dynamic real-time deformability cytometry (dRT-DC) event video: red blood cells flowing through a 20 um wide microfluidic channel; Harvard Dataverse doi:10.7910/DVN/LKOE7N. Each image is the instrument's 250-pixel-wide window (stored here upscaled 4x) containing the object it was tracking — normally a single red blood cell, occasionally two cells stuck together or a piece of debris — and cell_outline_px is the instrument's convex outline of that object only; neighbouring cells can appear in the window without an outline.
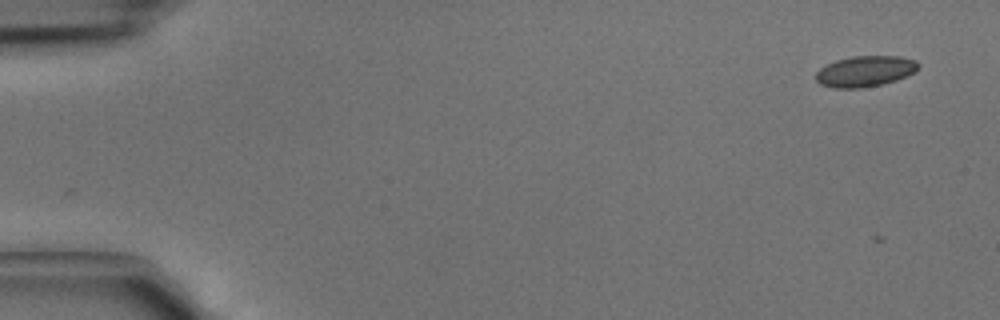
{"species": "common noctule bat (a hibernating species)", "species_latin": "Nyctalus noctula", "temperature_condition": "cold", "stored_images_in_passage": 4, "camera_frame_rate_fps": 3000, "um_per_image_px": 0.085, "animal": {"sex": "male", "body_mass_g": 15.6}, "frame": {"image": 1, "passage_image": 1, "time_ms": 0.0, "image_size_px": [1000, 320], "cell_outline_px": [[920, 68], [916, 72], [896, 80], [880, 84], [860, 88], [832, 88], [820, 84], [816, 80], [816, 72], [820, 68], [836, 60], [852, 56], [900, 56], [916, 60], [920, 64]], "centroid_in_image_um": [73.56, 6.05], "position_along_channel_um": 11.4, "area_um2": 18.5}}